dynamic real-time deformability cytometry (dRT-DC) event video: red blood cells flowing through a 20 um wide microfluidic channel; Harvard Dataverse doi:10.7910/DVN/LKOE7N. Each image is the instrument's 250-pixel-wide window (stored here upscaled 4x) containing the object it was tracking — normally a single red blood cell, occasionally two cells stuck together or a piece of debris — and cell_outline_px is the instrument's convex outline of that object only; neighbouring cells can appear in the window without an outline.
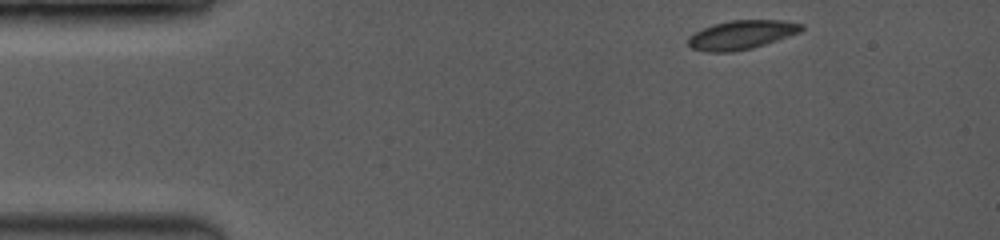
{"species": "common noctule bat (a hibernating species)", "species_latin": "Nyctalus noctula", "temperature_condition": "room temperature", "stored_images_in_passage": 5, "camera_frame_rate_fps": 3500, "um_per_image_px": 0.085, "animal": {"sex": "female", "body_mass_g": 19.0, "forearm_length_mm": 53.3}, "frame": {"image": 1, "passage_image": 1, "time_ms": 0.0, "image_size_px": [1000, 240], "cell_outline_px": [[804, 28], [800, 32], [752, 48], [732, 52], [704, 52], [692, 48], [688, 44], [688, 36], [704, 28], [716, 24], [732, 20], [784, 20], [804, 24]], "centroid_in_image_um": [63.04, 2.96], "position_along_channel_um": 22.0, "area_um2": 18.96}}